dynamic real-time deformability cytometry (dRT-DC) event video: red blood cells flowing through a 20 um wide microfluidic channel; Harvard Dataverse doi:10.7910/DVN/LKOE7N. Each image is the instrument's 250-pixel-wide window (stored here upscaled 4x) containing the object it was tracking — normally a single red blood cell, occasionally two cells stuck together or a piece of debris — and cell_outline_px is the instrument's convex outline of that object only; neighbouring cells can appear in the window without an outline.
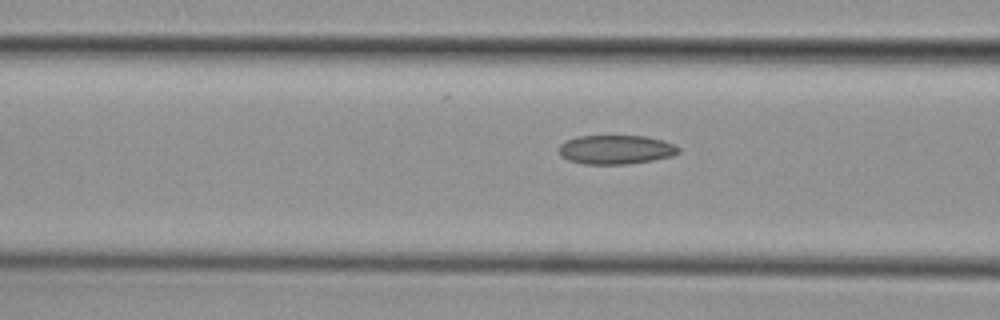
{"species": "common noctule bat (a hibernating species)", "species_latin": "Nyctalus noctula", "temperature_condition": "cold", "stored_images_in_passage": 20, "camera_frame_rate_fps": 3000, "um_per_image_px": 0.085, "animal": {"sex": "female", "body_mass_g": 29.2, "forearm_length_mm": 56.3}, "frame": {"image": 1, "passage_image": 17, "time_ms": 5.333, "image_size_px": [1000, 320], "cell_outline_px": [[680, 152], [672, 156], [652, 160], [628, 164], [584, 164], [568, 160], [560, 156], [556, 148], [564, 140], [576, 136], [644, 136], [664, 140], [680, 148]], "centroid_in_image_um": [52.29, 12.71], "position_along_channel_um": 114.3, "area_um2": 20.52}}